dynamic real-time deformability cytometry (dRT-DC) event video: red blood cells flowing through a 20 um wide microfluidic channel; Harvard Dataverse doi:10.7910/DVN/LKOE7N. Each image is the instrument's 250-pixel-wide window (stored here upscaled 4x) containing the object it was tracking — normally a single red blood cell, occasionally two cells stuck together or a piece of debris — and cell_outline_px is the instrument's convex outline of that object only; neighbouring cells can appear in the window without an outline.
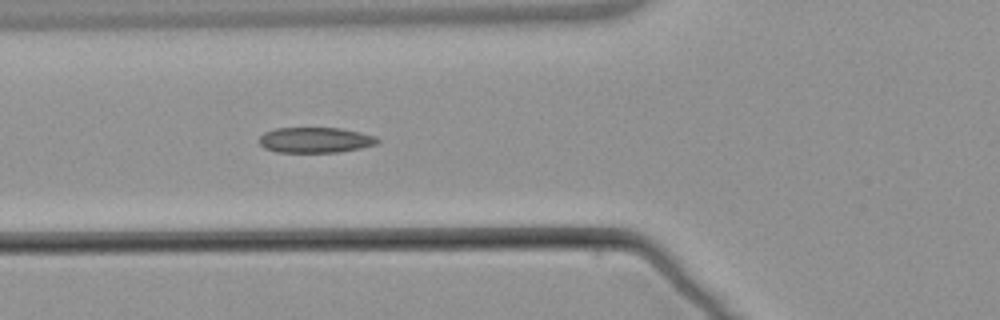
{"species": "common noctule bat (a hibernating species)", "species_latin": "Nyctalus noctula", "temperature_condition": "warm", "stored_images_in_passage": 6, "camera_frame_rate_fps": 3000, "um_per_image_px": 0.085, "animal": {"sex": "male", "body_mass_g": 21.5, "forearm_length_mm": 52.0}, "frame": {"image": 1, "passage_image": 6, "time_ms": 6.0, "image_size_px": [1000, 320], "cell_outline_px": [[380, 140], [376, 144], [360, 148], [340, 152], [276, 152], [264, 148], [260, 144], [260, 136], [264, 132], [276, 128], [340, 128], [360, 132], [376, 136]], "centroid_in_image_um": [26.8, 11.9], "position_along_channel_um": 99.0, "area_um2": 17.57}}